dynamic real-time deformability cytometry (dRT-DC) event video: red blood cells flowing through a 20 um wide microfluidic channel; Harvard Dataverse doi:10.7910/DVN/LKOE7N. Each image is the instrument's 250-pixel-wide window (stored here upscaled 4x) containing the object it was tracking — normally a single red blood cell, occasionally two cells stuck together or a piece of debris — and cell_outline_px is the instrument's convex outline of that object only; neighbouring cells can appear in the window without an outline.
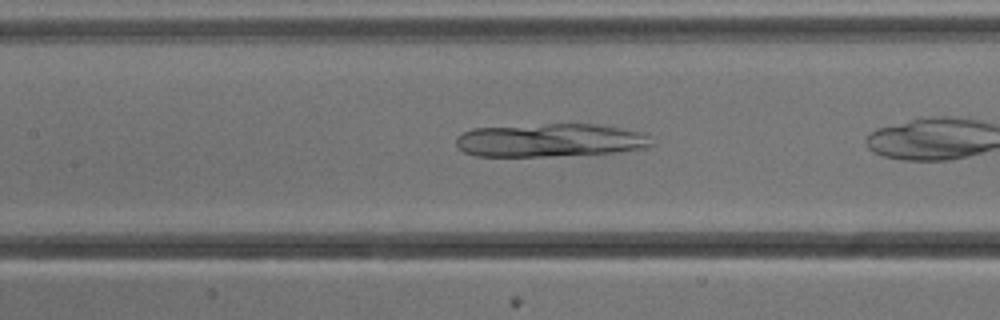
{"species": "common noctule bat (a hibernating species)", "species_latin": "Nyctalus noctula", "temperature_condition": "cold", "stored_images_in_passage": 25, "camera_frame_rate_fps": 3000, "um_per_image_px": 0.085, "animal": {"sex": "male", "body_mass_g": 13.3}, "frame": {"image": 1, "passage_image": 8, "time_ms": 2.333, "image_size_px": [1000, 320], "cell_outline_px": [[652, 144], [648, 148], [616, 152], [552, 156], [476, 156], [464, 152], [456, 144], [456, 136], [472, 128], [544, 124], [596, 124], [648, 132]], "centroid_in_image_um": [46.81, 11.92], "position_along_channel_um": 160.6, "area_um2": 38.21}}
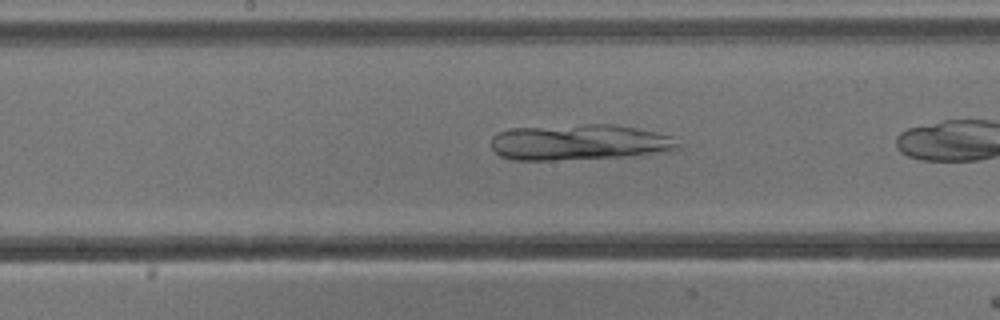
{"frame": {"image": 2, "passage_image": 11, "time_ms": 3.333, "image_size_px": [1000, 320], "cell_outline_px": [[684, 144], [680, 148], [668, 152], [632, 156], [552, 160], [516, 160], [500, 156], [492, 148], [492, 136], [500, 132], [512, 128], [584, 124], [616, 124], [656, 132], [672, 136]], "centroid_in_image_um": [49.34, 12.09], "position_along_channel_um": 198.9, "area_um2": 39.42}}